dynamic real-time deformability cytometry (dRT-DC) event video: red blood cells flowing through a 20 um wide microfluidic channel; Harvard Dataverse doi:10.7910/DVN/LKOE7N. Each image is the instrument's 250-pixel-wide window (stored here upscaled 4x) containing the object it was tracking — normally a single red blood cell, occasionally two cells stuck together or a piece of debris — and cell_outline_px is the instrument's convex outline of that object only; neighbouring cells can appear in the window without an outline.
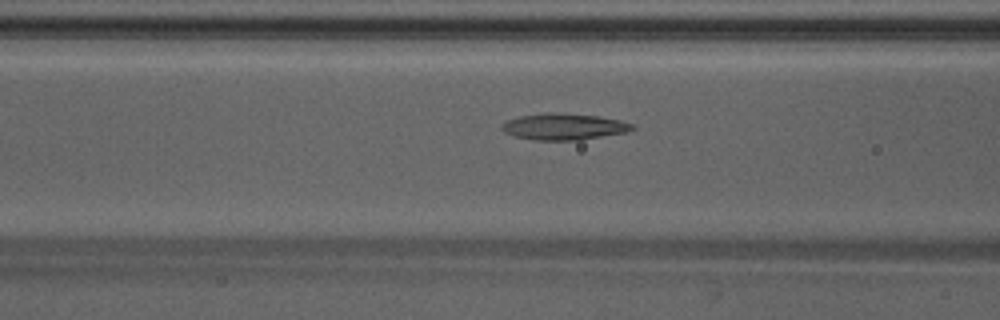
{"species": "Egyptian fruit bat (a non-hibernating species)", "species_latin": "Rousettus aegyptiacus", "temperature_condition": "warm", "stored_images_in_passage": 20, "camera_frame_rate_fps": 3000, "um_per_image_px": 0.085, "animal": {"sex": "male"}, "frame": {"image": 1, "passage_image": 6, "time_ms": 1.667, "image_size_px": [1000, 320], "cell_outline_px": [[636, 128], [624, 132], [576, 140], [536, 140], [512, 136], [504, 132], [500, 128], [500, 124], [504, 120], [520, 116], [544, 112], [560, 112], [600, 116], [620, 120], [632, 124]], "centroid_in_image_um": [47.83, 10.74], "position_along_channel_um": 118.8, "area_um2": 20.23}}
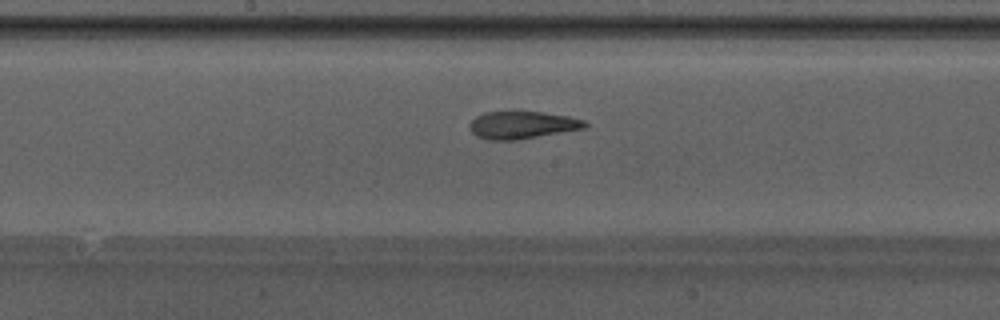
{"frame": {"image": 2, "passage_image": 12, "time_ms": 3.667, "image_size_px": [1000, 320], "cell_outline_px": [[588, 128], [516, 140], [488, 140], [476, 136], [468, 128], [468, 124], [476, 116], [484, 112], [516, 108], [544, 112], [568, 116], [584, 120], [588, 124]], "centroid_in_image_um": [44.36, 10.58], "position_along_channel_um": 203.8, "area_um2": 19.48}}
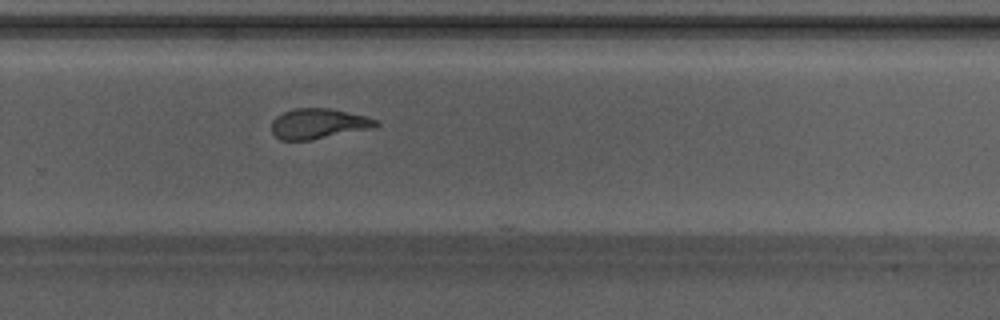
{"frame": {"image": 3, "passage_image": 19, "time_ms": 6.0, "image_size_px": [1000, 320], "cell_outline_px": [[380, 124], [376, 128], [312, 140], [280, 140], [272, 132], [272, 120], [276, 116], [284, 112], [296, 108], [328, 108], [368, 116], [380, 120]], "centroid_in_image_um": [27.14, 10.52], "position_along_channel_um": 302.7, "area_um2": 18.73}}